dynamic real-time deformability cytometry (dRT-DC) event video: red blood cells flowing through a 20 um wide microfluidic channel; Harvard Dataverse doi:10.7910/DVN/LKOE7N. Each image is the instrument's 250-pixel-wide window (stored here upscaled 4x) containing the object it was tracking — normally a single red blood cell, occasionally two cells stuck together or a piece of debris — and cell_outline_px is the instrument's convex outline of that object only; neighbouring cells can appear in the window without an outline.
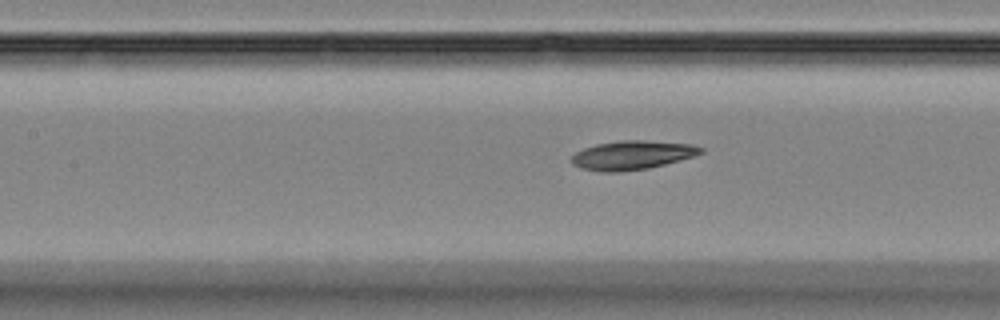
{"species": "Egyptian fruit bat (a non-hibernating species)", "species_latin": "Rousettus aegyptiacus", "temperature_condition": "room temperature", "stored_images_in_passage": 39, "camera_frame_rate_fps": 3000, "um_per_image_px": 0.085, "animal": {"sex": "female"}, "frame": {"image": 1, "passage_image": 9, "time_ms": 2.667, "image_size_px": [1000, 320], "cell_outline_px": [[704, 152], [692, 156], [664, 164], [648, 168], [620, 172], [600, 172], [580, 168], [572, 164], [568, 160], [576, 152], [584, 148], [596, 144], [620, 140], [644, 140], [692, 144], [704, 148]], "centroid_in_image_um": [53.68, 13.19], "position_along_channel_um": 153.7, "area_um2": 21.85}}
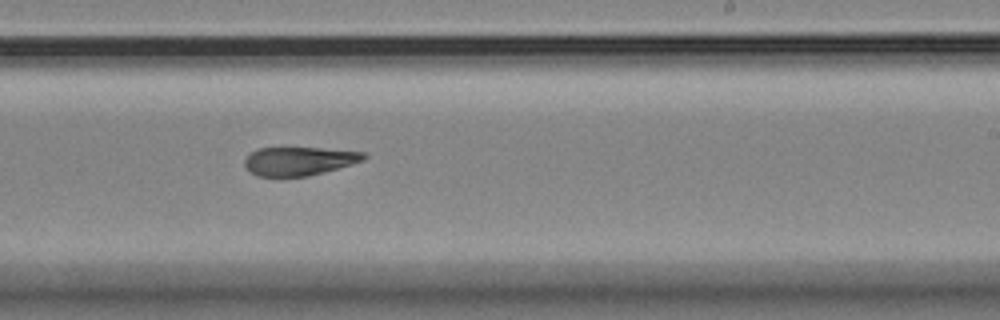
{"frame": {"image": 2, "passage_image": 18, "time_ms": 5.667, "image_size_px": [1000, 320], "cell_outline_px": [[368, 156], [364, 160], [352, 164], [324, 172], [308, 176], [256, 176], [248, 172], [244, 164], [244, 160], [252, 152], [260, 148], [320, 148], [364, 152]], "centroid_in_image_um": [25.42, 13.7], "position_along_channel_um": 263.6, "area_um2": 19.77}}
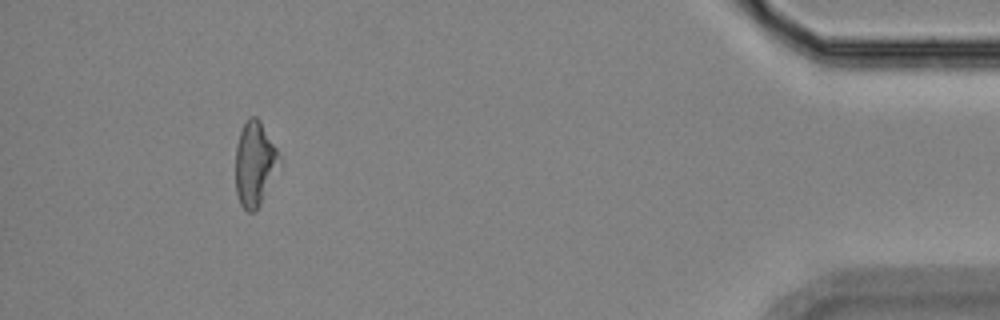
{"frame": {"image": 3, "passage_image": 35, "time_ms": 11.333, "image_size_px": [1000, 320], "cell_outline_px": [[280, 160], [260, 204], [252, 212], [248, 212], [240, 204], [236, 192], [236, 148], [240, 132], [244, 124], [252, 116], [256, 116], [260, 120], [276, 148], [280, 156]], "centroid_in_image_um": [21.63, 13.91], "position_along_channel_um": 413.6, "area_um2": 20.87}, "authors_computed_cell_mechanics": {"area_um2": 21.3282, "velocity_mm_per_s": 3.683, "shape_relaxation_time_tau1_ms": null, "shape_relaxation_time_tau2_ms": 4.3376, "deformation_change_tau1": null, "deformation_change_tau2": 0.1389}}